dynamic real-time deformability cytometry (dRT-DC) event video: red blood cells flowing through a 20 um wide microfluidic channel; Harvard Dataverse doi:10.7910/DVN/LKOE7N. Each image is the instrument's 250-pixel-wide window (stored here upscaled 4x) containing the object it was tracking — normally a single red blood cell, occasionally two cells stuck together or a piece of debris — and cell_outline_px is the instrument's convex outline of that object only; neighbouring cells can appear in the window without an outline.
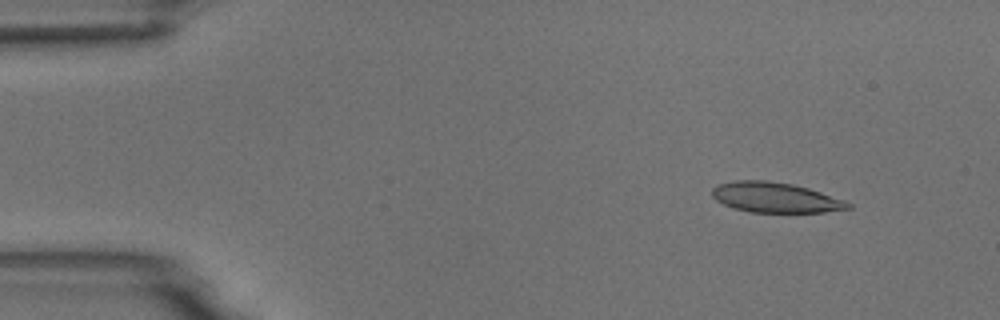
{"species": "common noctule bat (a hibernating species)", "species_latin": "Nyctalus noctula", "temperature_condition": "room temperature", "stored_images_in_passage": 6, "camera_frame_rate_fps": 3000, "um_per_image_px": 0.085, "animal": {"sex": "male", "body_mass_g": 18.8}, "frame": {"image": 1, "passage_image": 2, "time_ms": 1.333, "image_size_px": [1000, 320], "cell_outline_px": [[852, 208], [824, 212], [752, 212], [736, 208], [724, 204], [716, 200], [712, 196], [712, 188], [720, 184], [736, 180], [768, 180], [792, 184], [808, 188], [844, 200], [852, 204]], "centroid_in_image_um": [65.91, 16.78], "position_along_channel_um": 19.1, "area_um2": 23.7}}